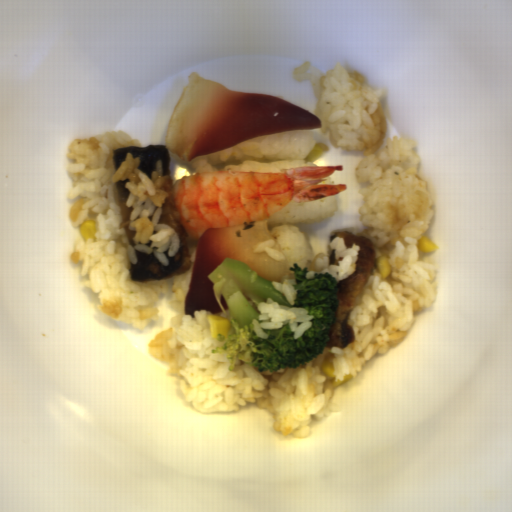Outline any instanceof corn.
<instances>
[{"label": "corn", "instance_id": "f1292c28", "mask_svg": "<svg viewBox=\"0 0 512 512\" xmlns=\"http://www.w3.org/2000/svg\"><path fill=\"white\" fill-rule=\"evenodd\" d=\"M334 355L326 354L325 357L322 360V363L320 365V368L324 375L326 376L327 380L330 381L333 385V389L342 386L343 384L347 383L349 379L351 378V374H347L344 376L343 380H340L335 378L333 367L331 360Z\"/></svg>", "mask_w": 512, "mask_h": 512}, {"label": "corn", "instance_id": "cfcad685", "mask_svg": "<svg viewBox=\"0 0 512 512\" xmlns=\"http://www.w3.org/2000/svg\"><path fill=\"white\" fill-rule=\"evenodd\" d=\"M374 267L377 270V272L380 274V276L382 277L383 280L386 279L387 277H389L393 270L388 257H386L384 255L380 256V257H376Z\"/></svg>", "mask_w": 512, "mask_h": 512}, {"label": "corn", "instance_id": "51d56268", "mask_svg": "<svg viewBox=\"0 0 512 512\" xmlns=\"http://www.w3.org/2000/svg\"><path fill=\"white\" fill-rule=\"evenodd\" d=\"M207 324L210 332V337L218 341V343H224L228 339V335L234 333V324L228 317L227 313L222 311L211 312L206 317Z\"/></svg>", "mask_w": 512, "mask_h": 512}, {"label": "corn", "instance_id": "79e197a2", "mask_svg": "<svg viewBox=\"0 0 512 512\" xmlns=\"http://www.w3.org/2000/svg\"><path fill=\"white\" fill-rule=\"evenodd\" d=\"M439 246L432 239L427 237L426 235H421L420 239L417 241V249L425 252H433L438 250Z\"/></svg>", "mask_w": 512, "mask_h": 512}, {"label": "corn", "instance_id": "5cfa1b94", "mask_svg": "<svg viewBox=\"0 0 512 512\" xmlns=\"http://www.w3.org/2000/svg\"><path fill=\"white\" fill-rule=\"evenodd\" d=\"M80 236L87 242V239H92L96 242L97 223L93 219L85 220L79 225Z\"/></svg>", "mask_w": 512, "mask_h": 512}, {"label": "corn", "instance_id": "2b8c4276", "mask_svg": "<svg viewBox=\"0 0 512 512\" xmlns=\"http://www.w3.org/2000/svg\"><path fill=\"white\" fill-rule=\"evenodd\" d=\"M327 148L328 146L324 145L321 142H314L306 157L308 163L313 164L319 159H321L323 155L326 153Z\"/></svg>", "mask_w": 512, "mask_h": 512}]
</instances>
